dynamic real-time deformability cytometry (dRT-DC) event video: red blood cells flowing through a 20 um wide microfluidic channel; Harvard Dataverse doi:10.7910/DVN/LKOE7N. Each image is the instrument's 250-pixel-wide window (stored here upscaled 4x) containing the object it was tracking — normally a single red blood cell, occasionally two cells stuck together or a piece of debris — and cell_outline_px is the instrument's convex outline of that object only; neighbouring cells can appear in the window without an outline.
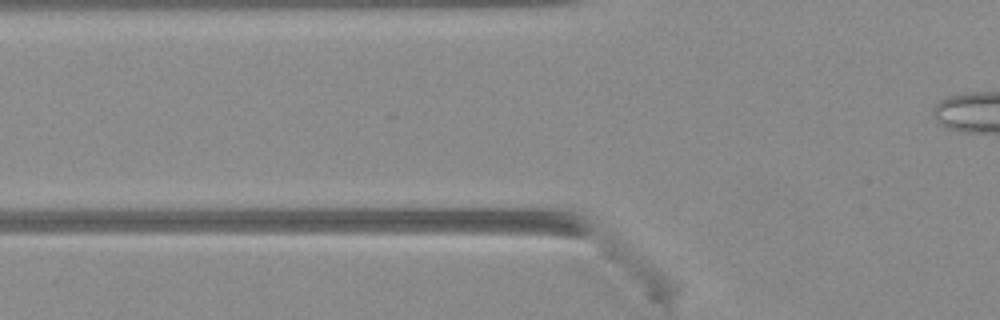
{"species": "Egyptian fruit bat (a non-hibernating species)", "species_latin": "Rousettus aegyptiacus", "temperature_condition": "warm", "stored_images_in_passage": 10, "camera_frame_rate_fps": 3000, "um_per_image_px": 0.085, "animal": {"sex": "female"}, "frame": {"image": 1, "passage_image": 10, "time_ms": 3.0, "image_size_px": [1000, 320], "cell_outline_px": [[676, 288], [672, 292], [664, 296], [656, 296], [608, 252], [608, 240], [612, 228], [620, 232], [660, 264], [672, 276], [676, 284]], "centroid_in_image_um": [54.46, 22.49], "position_along_channel_um": 71.3, "area_um2": 14.28}}